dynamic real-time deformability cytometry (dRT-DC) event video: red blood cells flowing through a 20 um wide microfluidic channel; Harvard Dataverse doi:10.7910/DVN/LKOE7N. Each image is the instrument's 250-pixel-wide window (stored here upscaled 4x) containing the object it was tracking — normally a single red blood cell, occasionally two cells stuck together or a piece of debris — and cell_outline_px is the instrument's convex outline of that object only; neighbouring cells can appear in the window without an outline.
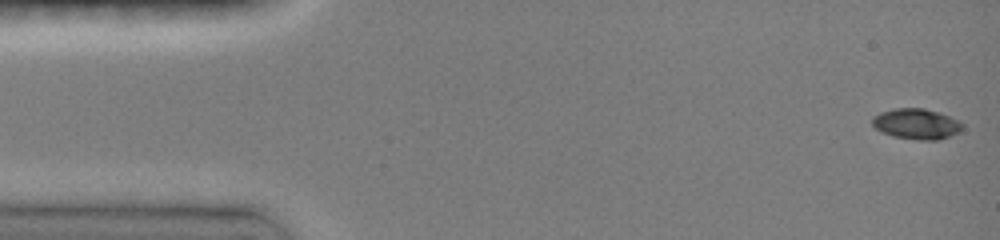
{"species": "common noctule bat (a hibernating species)", "species_latin": "Nyctalus noctula", "temperature_condition": "room temperature", "stored_images_in_passage": 8, "camera_frame_rate_fps": 3000, "um_per_image_px": 0.085, "animal": {"sex": "female", "body_mass_g": 19.0, "forearm_length_mm": 51.5}, "frame": {"image": 1, "passage_image": 1, "time_ms": 0.0, "image_size_px": [1000, 240], "cell_outline_px": [[964, 124], [960, 132], [940, 140], [916, 140], [892, 136], [876, 128], [872, 124], [872, 116], [880, 112], [892, 108], [924, 108], [948, 116]], "centroid_in_image_um": [77.88, 10.54], "position_along_channel_um": 7.1, "area_um2": 16.07}}
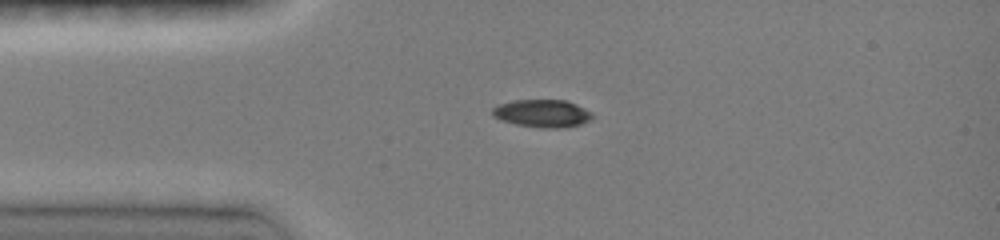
{"frame": {"image": 2, "passage_image": 4, "time_ms": 3.333, "image_size_px": [1000, 240], "cell_outline_px": [[592, 120], [580, 124], [560, 128], [544, 128], [516, 124], [500, 120], [492, 116], [492, 108], [496, 104], [516, 100], [564, 100], [576, 104], [592, 112]], "centroid_in_image_um": [46.07, 9.63], "position_along_channel_um": 38.9, "area_um2": 16.18}}